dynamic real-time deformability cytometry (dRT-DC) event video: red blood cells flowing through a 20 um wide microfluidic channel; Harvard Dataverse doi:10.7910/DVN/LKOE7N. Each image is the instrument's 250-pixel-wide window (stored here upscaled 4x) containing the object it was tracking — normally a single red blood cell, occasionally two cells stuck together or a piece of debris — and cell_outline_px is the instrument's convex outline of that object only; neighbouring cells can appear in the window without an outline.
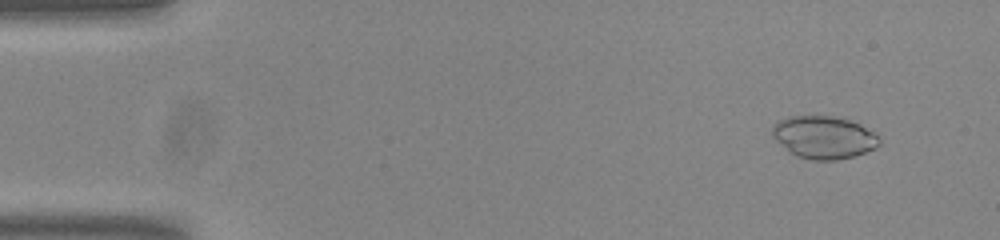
{"species": "common noctule bat (a hibernating species)", "species_latin": "Nyctalus noctula", "temperature_condition": "room temperature", "stored_images_in_passage": 54, "camera_frame_rate_fps": 3000, "um_per_image_px": 0.085, "animal": {"sex": "male", "body_mass_g": 20.0, "forearm_length_mm": 53.3}, "frame": {"image": 1, "passage_image": 5, "time_ms": 1.333, "image_size_px": [1000, 240], "cell_outline_px": [[880, 144], [876, 148], [852, 156], [836, 160], [812, 160], [796, 156], [788, 152], [772, 136], [772, 128], [780, 120], [788, 116], [832, 116], [848, 120], [860, 124], [880, 136]], "centroid_in_image_um": [70.02, 11.68], "position_along_channel_um": 15.0, "area_um2": 26.53}}
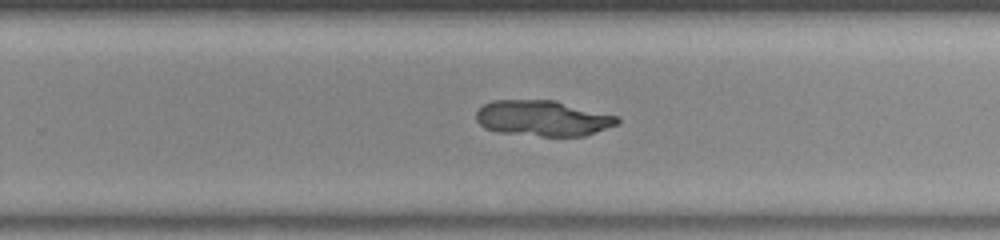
{"frame": {"image": 2, "passage_image": 35, "time_ms": 11.333, "image_size_px": [1000, 240], "cell_outline_px": [[620, 120], [616, 124], [584, 136], [540, 136], [500, 132], [484, 128], [476, 120], [476, 112], [484, 104], [492, 100], [556, 100], [620, 116]], "centroid_in_image_um": [46.15, 10.04], "position_along_channel_um": 283.7, "area_um2": 29.42}}
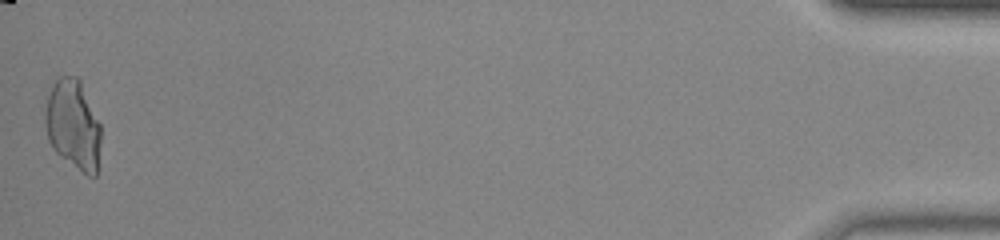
{"frame": {"image": 3, "passage_image": 54, "time_ms": 17.667, "image_size_px": [1000, 240], "cell_outline_px": [[100, 144], [96, 176], [88, 176], [60, 156], [52, 148], [48, 140], [44, 124], [44, 116], [48, 96], [56, 80], [60, 76], [76, 76], [80, 80], [100, 124]], "centroid_in_image_um": [6.2, 10.62], "position_along_channel_um": 429.0, "area_um2": 28.96}, "authors_computed_cell_mechanics": {"area_um2": 29.3913, "velocity_mm_per_s": 3.8086, "shape_relaxation_time_tau1_ms": 10.803, "shape_relaxation_time_tau2_ms": 2.2909, "deformation_change_tau1": 0.1448, "deformation_change_tau2": 0.0205}}